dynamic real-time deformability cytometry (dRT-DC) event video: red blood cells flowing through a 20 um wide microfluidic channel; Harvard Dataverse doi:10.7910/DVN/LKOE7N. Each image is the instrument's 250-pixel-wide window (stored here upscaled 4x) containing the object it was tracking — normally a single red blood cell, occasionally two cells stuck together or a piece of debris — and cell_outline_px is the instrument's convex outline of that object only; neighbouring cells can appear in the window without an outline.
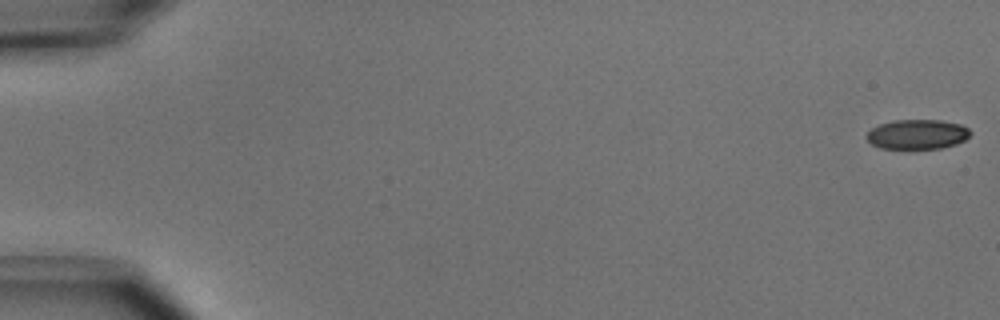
{"species": "common noctule bat (a hibernating species)", "species_latin": "Nyctalus noctula", "temperature_condition": "cold", "stored_images_in_passage": 51, "camera_frame_rate_fps": 3000, "um_per_image_px": 0.085, "animal": {"sex": "male", "body_mass_g": 15.6}, "frame": {"image": 1, "passage_image": 1, "time_ms": 0.0, "image_size_px": [1000, 320], "cell_outline_px": [[972, 132], [964, 140], [956, 144], [940, 148], [880, 148], [872, 144], [864, 136], [872, 128], [880, 124], [892, 120], [940, 120], [960, 124], [968, 128]], "centroid_in_image_um": [77.96, 11.41], "position_along_channel_um": 7.0, "area_um2": 17.86}}
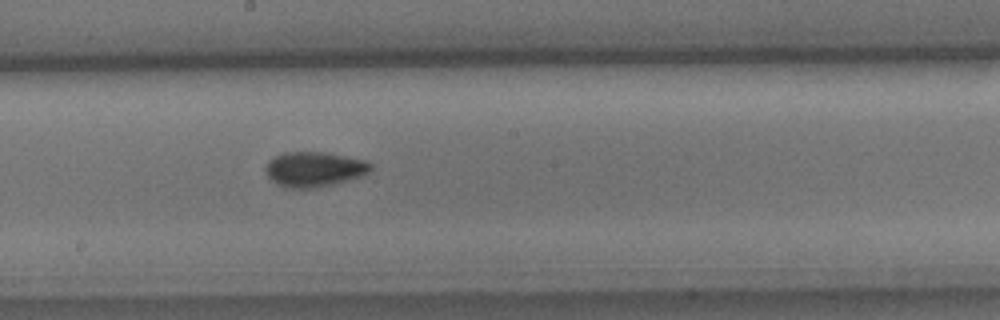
{"frame": {"image": 2, "passage_image": 29, "time_ms": 9.333, "image_size_px": [1000, 320], "cell_outline_px": [[372, 168], [368, 172], [360, 176], [332, 184], [312, 188], [292, 188], [276, 184], [268, 176], [264, 168], [268, 160], [284, 152], [328, 152], [368, 160], [372, 164]], "centroid_in_image_um": [26.71, 14.36], "position_along_channel_um": 221.5, "area_um2": 21.44}}
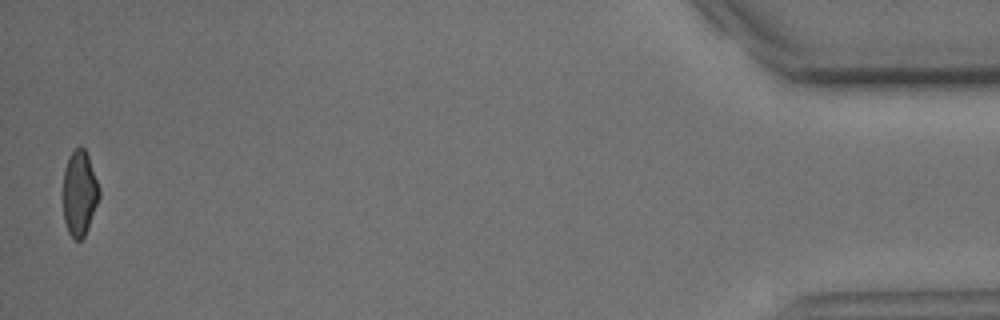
{"frame": {"image": 3, "passage_image": 51, "time_ms": 16.667, "image_size_px": [1000, 320], "cell_outline_px": [[100, 196], [88, 228], [84, 236], [80, 240], [76, 240], [68, 232], [64, 220], [64, 168], [68, 156], [80, 144], [84, 148], [88, 156], [100, 188]], "centroid_in_image_um": [6.77, 16.4], "position_along_channel_um": 428.4, "area_um2": 17.86}, "authors_computed_cell_mechanics": {"area_um2": 19.5942, "velocity_mm_per_s": 3.9693, "shape_relaxation_time_tau1_ms": 3.5379, "shape_relaxation_time_tau2_ms": 2.5867, "deformation_change_tau1": 0.1047, "deformation_change_tau2": 0.0518}}